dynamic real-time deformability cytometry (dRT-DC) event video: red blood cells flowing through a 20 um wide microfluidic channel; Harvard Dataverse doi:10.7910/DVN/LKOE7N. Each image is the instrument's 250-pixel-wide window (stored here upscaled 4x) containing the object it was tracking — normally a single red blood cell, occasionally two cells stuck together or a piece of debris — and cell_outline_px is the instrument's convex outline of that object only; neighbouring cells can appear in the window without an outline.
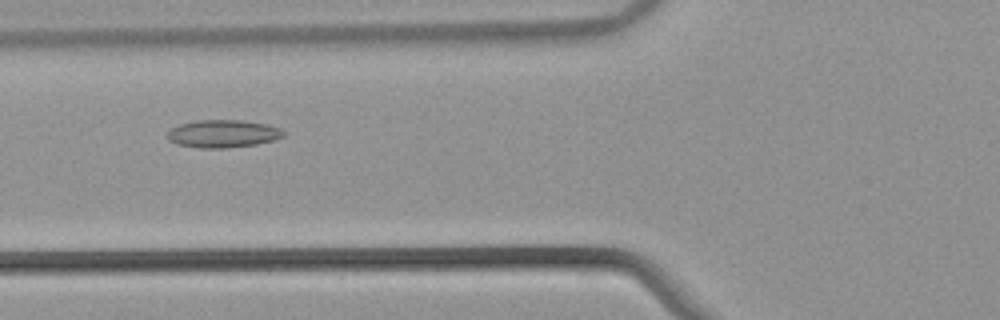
{"species": "common noctule bat (a hibernating species)", "species_latin": "Nyctalus noctula", "temperature_condition": "warm", "stored_images_in_passage": 52, "camera_frame_rate_fps": 3000, "um_per_image_px": 0.085, "animal": {"sex": "male", "body_mass_g": 21.5, "forearm_length_mm": 52.0}, "frame": {"image": 1, "passage_image": 20, "time_ms": 6.333, "image_size_px": [1000, 320], "cell_outline_px": [[284, 136], [276, 140], [256, 144], [224, 148], [200, 148], [176, 144], [168, 140], [168, 132], [172, 128], [180, 124], [196, 120], [244, 120], [268, 124], [280, 128], [284, 132]], "centroid_in_image_um": [18.97, 11.36], "position_along_channel_um": 106.8, "area_um2": 18.84}}
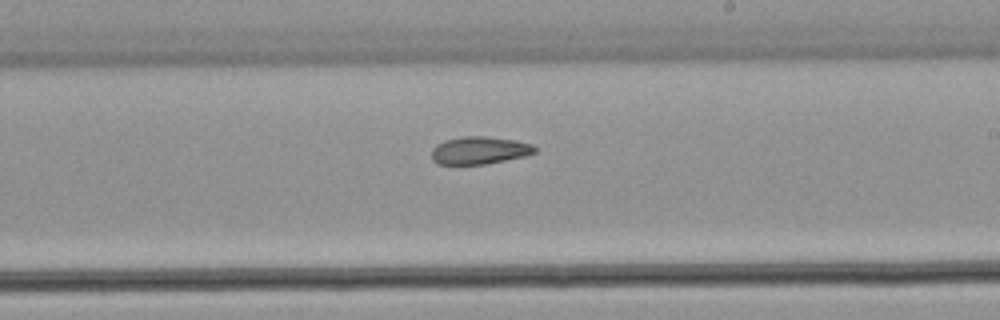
{"frame": {"image": 2, "passage_image": 31, "time_ms": 10.0, "image_size_px": [1000, 320], "cell_outline_px": [[536, 152], [524, 156], [484, 164], [436, 164], [432, 160], [432, 148], [436, 144], [444, 140], [464, 136], [484, 136], [516, 140], [532, 144], [536, 148]], "centroid_in_image_um": [40.72, 12.77], "position_along_channel_um": 248.3, "area_um2": 16.59}}
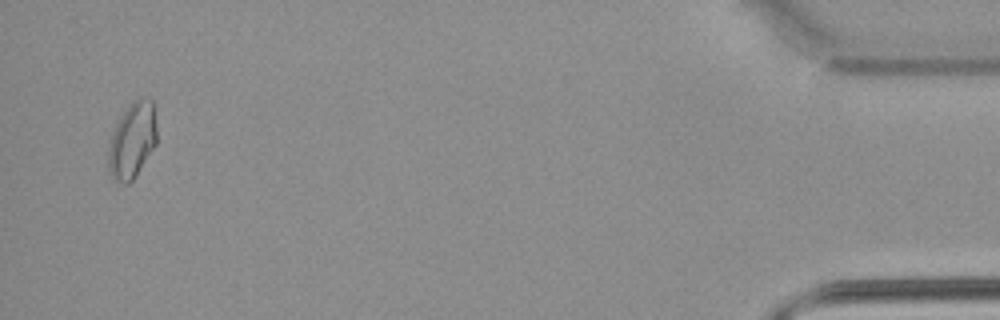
{"frame": {"image": 3, "passage_image": 51, "time_ms": 16.667, "image_size_px": [1000, 320], "cell_outline_px": [[156, 144], [136, 176], [128, 184], [124, 184], [112, 180], [108, 168], [108, 144], [112, 128], [124, 108], [132, 100], [152, 100], [156, 124]], "centroid_in_image_um": [11.19, 11.96], "position_along_channel_um": 424.0, "area_um2": 21.79}, "authors_computed_cell_mechanics": {"area_um2": 18.2648, "velocity_mm_per_s": 3.8571, "shape_relaxation_time_tau1_ms": null, "shape_relaxation_time_tau2_ms": 3.9565, "deformation_change_tau1": null, "deformation_change_tau2": 0.0943}}